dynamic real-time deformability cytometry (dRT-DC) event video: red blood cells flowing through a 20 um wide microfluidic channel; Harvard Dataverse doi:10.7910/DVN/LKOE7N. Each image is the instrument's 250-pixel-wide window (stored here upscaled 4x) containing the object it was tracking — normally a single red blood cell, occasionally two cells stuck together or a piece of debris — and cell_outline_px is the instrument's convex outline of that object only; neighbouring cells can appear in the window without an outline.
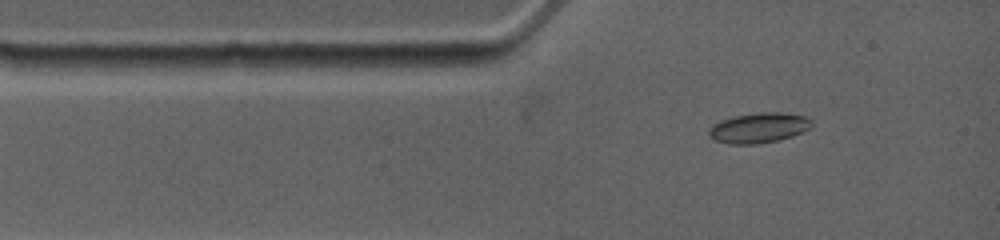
{"species": "common noctule bat (a hibernating species)", "species_latin": "Nyctalus noctula", "temperature_condition": "warm", "stored_images_in_passage": 35, "camera_frame_rate_fps": 4500, "um_per_image_px": 0.085, "animal": {"sex": "female", "body_mass_g": 19.0, "forearm_length_mm": 53.3}, "frame": {"image": 1, "passage_image": 1, "time_ms": 0.0, "image_size_px": [1000, 240], "cell_outline_px": [[812, 124], [808, 128], [792, 136], [780, 140], [756, 144], [728, 144], [716, 140], [708, 136], [708, 128], [712, 124], [720, 120], [736, 116], [760, 112], [780, 112], [804, 116], [812, 120]], "centroid_in_image_um": [64.45, 10.87], "position_along_channel_um": 20.6, "area_um2": 18.03}}
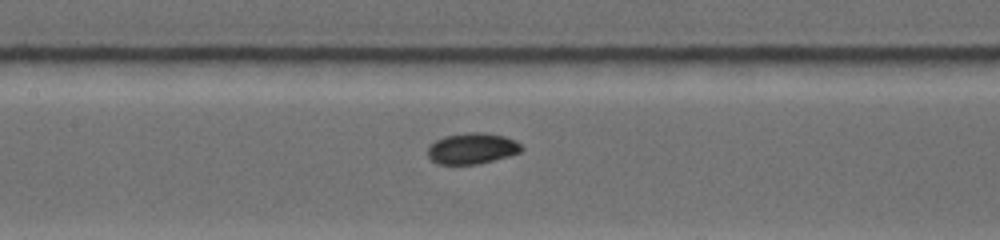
{"frame": {"image": 2, "passage_image": 14, "time_ms": 4.222, "image_size_px": [1000, 240], "cell_outline_px": [[524, 148], [520, 152], [508, 156], [476, 164], [436, 164], [428, 156], [428, 148], [436, 140], [444, 136], [468, 132], [484, 132], [504, 136], [516, 140]], "centroid_in_image_um": [40.14, 12.61], "position_along_channel_um": 167.3, "area_um2": 16.88}}
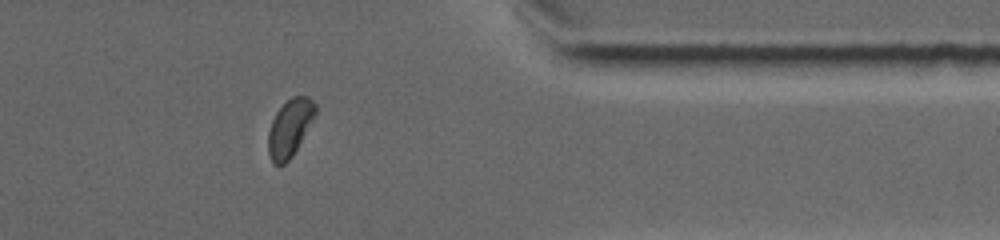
{"frame": {"image": 3, "passage_image": 28, "time_ms": 10.444, "image_size_px": [1000, 240], "cell_outline_px": [[316, 112], [312, 120], [292, 156], [284, 164], [272, 164], [268, 152], [268, 132], [272, 120], [276, 112], [292, 96], [308, 96], [316, 104]], "centroid_in_image_um": [24.61, 10.87], "position_along_channel_um": 386.8, "area_um2": 15.43}}